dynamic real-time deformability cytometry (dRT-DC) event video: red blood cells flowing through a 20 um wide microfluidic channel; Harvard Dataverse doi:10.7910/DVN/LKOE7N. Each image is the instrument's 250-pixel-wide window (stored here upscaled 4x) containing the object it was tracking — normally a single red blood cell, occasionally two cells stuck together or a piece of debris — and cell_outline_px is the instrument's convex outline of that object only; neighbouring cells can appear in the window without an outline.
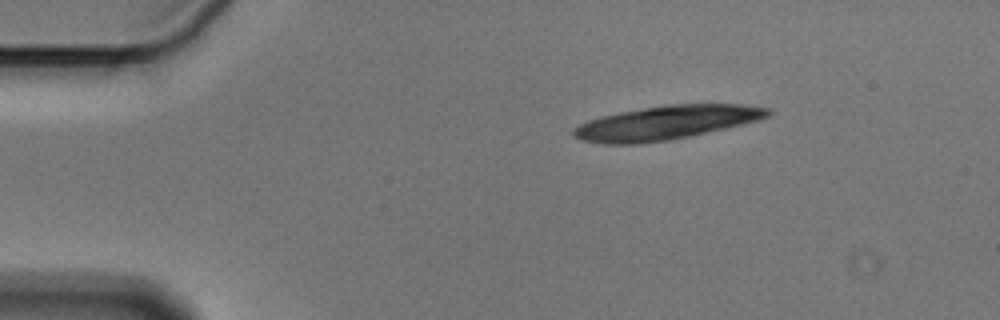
{"species": "Egyptian fruit bat (a non-hibernating species)", "species_latin": "Rousettus aegyptiacus", "temperature_condition": "cold", "stored_images_in_passage": 11, "camera_frame_rate_fps": 3000, "um_per_image_px": 0.085, "animal": {"sex": "male"}, "frame": {"image": 1, "passage_image": 1, "time_ms": 0.0, "image_size_px": [1000, 320], "cell_outline_px": [[772, 112], [768, 116], [760, 120], [688, 136], [668, 140], [640, 144], [604, 144], [580, 140], [572, 136], [572, 128], [588, 120], [600, 116], [620, 112], [668, 104], [740, 104], [772, 108]], "centroid_in_image_um": [56.6, 10.43], "position_along_channel_um": 28.4, "area_um2": 38.32}}